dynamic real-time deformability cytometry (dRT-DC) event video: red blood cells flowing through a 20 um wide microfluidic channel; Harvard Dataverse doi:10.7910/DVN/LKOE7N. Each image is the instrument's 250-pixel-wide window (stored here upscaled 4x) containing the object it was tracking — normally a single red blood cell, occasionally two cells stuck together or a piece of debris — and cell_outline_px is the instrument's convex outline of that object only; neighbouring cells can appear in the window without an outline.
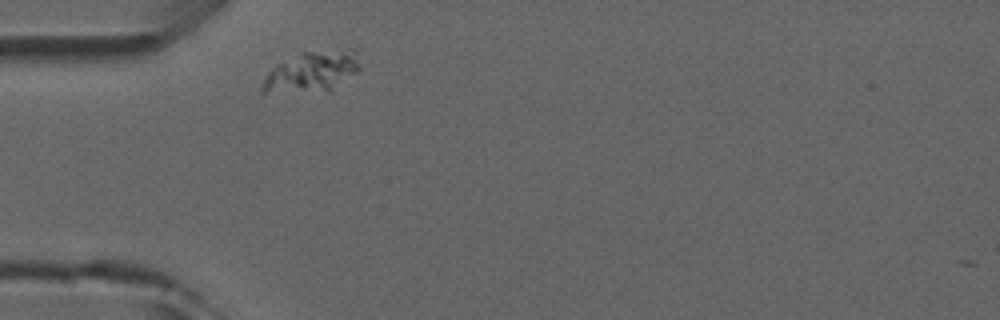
{"species": "common noctule bat (a hibernating species)", "species_latin": "Nyctalus noctula", "temperature_condition": "room temperature", "stored_images_in_passage": 1, "camera_frame_rate_fps": 3000, "um_per_image_px": 0.085, "animal": {"sex": "male", "forearm_length_mm": 52.5}, "frame": {"image": 1, "passage_image": 1, "time_ms": 0.0, "image_size_px": [1000, 320], "cell_outline_px": [[360, 68], [356, 72], [332, 92], [260, 92], [260, 88], [268, 72], [272, 68], [300, 52], [356, 52]], "centroid_in_image_um": [26.48, 6.17], "position_along_channel_um": 58.5, "area_um2": 22.54}}